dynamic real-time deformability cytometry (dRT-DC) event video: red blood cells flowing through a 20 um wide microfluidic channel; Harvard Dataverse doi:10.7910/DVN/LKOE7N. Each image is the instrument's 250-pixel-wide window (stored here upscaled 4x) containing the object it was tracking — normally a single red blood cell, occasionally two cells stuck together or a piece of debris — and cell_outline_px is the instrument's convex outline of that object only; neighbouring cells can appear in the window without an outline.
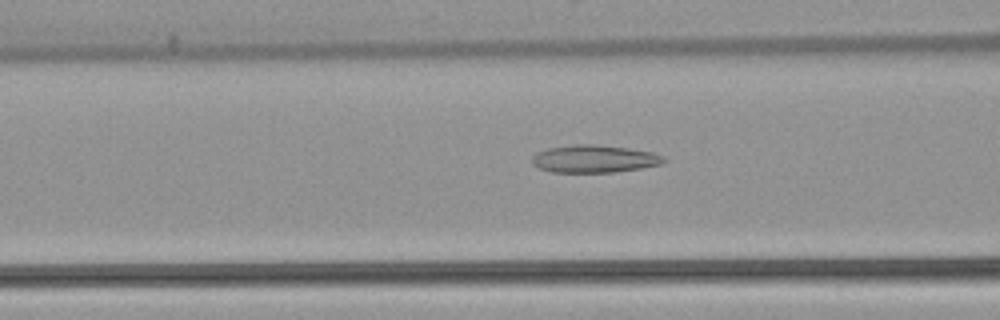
{"species": "common noctule bat (a hibernating species)", "species_latin": "Nyctalus noctula", "temperature_condition": "warm", "stored_images_in_passage": 53, "camera_frame_rate_fps": 3000, "um_per_image_px": 0.085, "animal": {"sex": "female", "body_mass_g": 22.7, "forearm_length_mm": 54.2}, "frame": {"image": 1, "passage_image": 21, "time_ms": 6.667, "image_size_px": [1000, 320], "cell_outline_px": [[668, 160], [660, 164], [640, 168], [616, 172], [552, 172], [540, 168], [532, 164], [532, 156], [536, 152], [548, 148], [572, 144], [596, 144], [628, 148], [652, 152], [664, 156]], "centroid_in_image_um": [50.5, 13.49], "position_along_channel_um": 116.1, "area_um2": 21.27}}
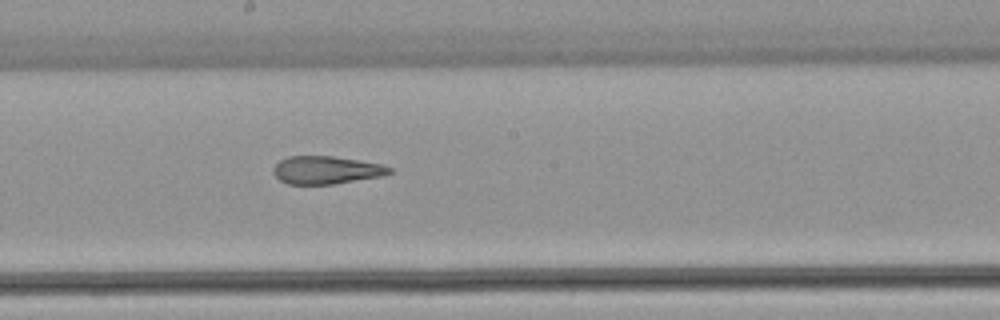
{"frame": {"image": 2, "passage_image": 29, "time_ms": 9.333, "image_size_px": [1000, 320], "cell_outline_px": [[392, 172], [380, 176], [332, 184], [288, 184], [280, 180], [272, 172], [272, 168], [280, 160], [288, 156], [332, 156], [384, 164], [392, 168]], "centroid_in_image_um": [27.71, 14.44], "position_along_channel_um": 220.5, "area_um2": 18.79}}
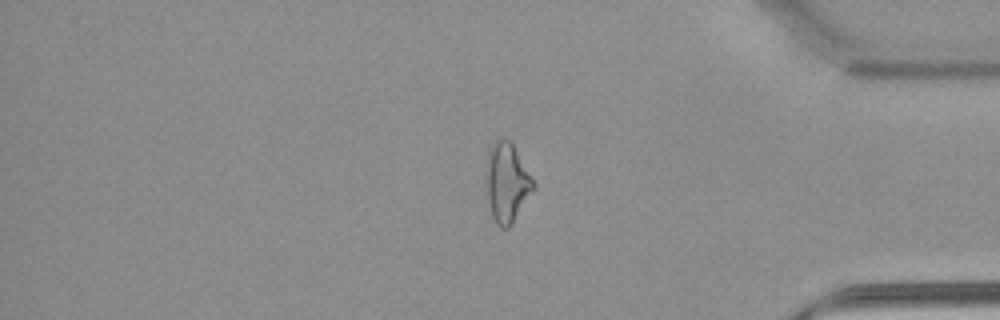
{"frame": {"image": 3, "passage_image": 44, "time_ms": 14.333, "image_size_px": [1000, 320], "cell_outline_px": [[536, 188], [508, 228], [500, 228], [496, 224], [492, 216], [484, 184], [484, 172], [488, 148], [500, 136], [504, 136], [512, 140], [536, 184]], "centroid_in_image_um": [43.06, 15.44], "position_along_channel_um": 392.1, "area_um2": 22.77}, "authors_computed_cell_mechanics": {"area_um2": 22.542, "velocity_mm_per_s": 3.9162, "shape_relaxation_time_tau1_ms": null, "shape_relaxation_time_tau2_ms": 2.8055, "deformation_change_tau1": null, "deformation_change_tau2": 0.1222}}